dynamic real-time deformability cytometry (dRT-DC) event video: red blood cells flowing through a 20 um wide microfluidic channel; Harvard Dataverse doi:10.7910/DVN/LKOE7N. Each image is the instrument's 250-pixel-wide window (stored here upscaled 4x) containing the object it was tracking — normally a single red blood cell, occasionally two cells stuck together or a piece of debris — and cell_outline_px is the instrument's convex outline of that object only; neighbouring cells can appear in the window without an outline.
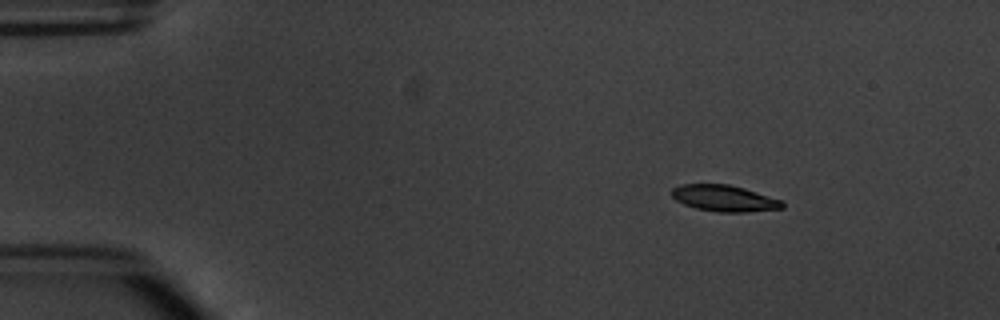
{"species": "common noctule bat (a hibernating species)", "species_latin": "Nyctalus noctula", "temperature_condition": "warm", "stored_images_in_passage": 4, "camera_frame_rate_fps": 3000, "um_per_image_px": 0.085, "animal": {"sex": "male", "body_mass_g": 20.1, "forearm_length_mm": 53.5}, "frame": {"image": 1, "passage_image": 2, "time_ms": 1.333, "image_size_px": [1000, 320], "cell_outline_px": [[784, 208], [748, 212], [720, 212], [696, 208], [684, 204], [676, 200], [672, 196], [672, 188], [680, 184], [728, 184], [744, 188], [780, 200], [784, 204]], "centroid_in_image_um": [61.54, 16.85], "position_along_channel_um": 23.5, "area_um2": 16.82}}